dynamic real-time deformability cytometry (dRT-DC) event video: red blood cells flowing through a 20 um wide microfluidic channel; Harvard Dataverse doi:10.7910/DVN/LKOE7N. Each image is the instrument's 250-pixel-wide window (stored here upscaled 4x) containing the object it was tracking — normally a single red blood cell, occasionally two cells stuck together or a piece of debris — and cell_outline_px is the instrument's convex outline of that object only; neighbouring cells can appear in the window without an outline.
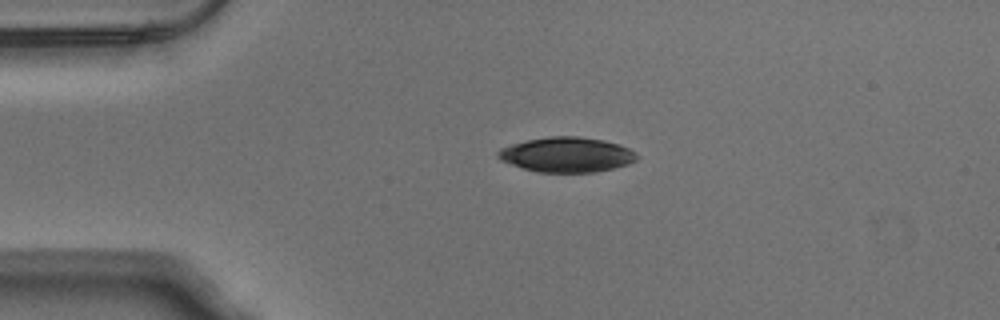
{"species": "Egyptian fruit bat (a non-hibernating species)", "species_latin": "Rousettus aegyptiacus", "temperature_condition": "warm", "stored_images_in_passage": 42, "camera_frame_rate_fps": 3000, "um_per_image_px": 0.085, "animal": {"sex": "male"}, "frame": {"image": 1, "passage_image": 1, "time_ms": 0.0, "image_size_px": [1000, 320], "cell_outline_px": [[640, 156], [636, 160], [628, 164], [596, 172], [540, 172], [524, 168], [500, 160], [496, 156], [496, 152], [500, 148], [512, 144], [528, 140], [548, 136], [576, 136], [604, 140], [620, 144], [636, 152]], "centroid_in_image_um": [48.19, 13.14], "position_along_channel_um": 36.8, "area_um2": 28.26}}
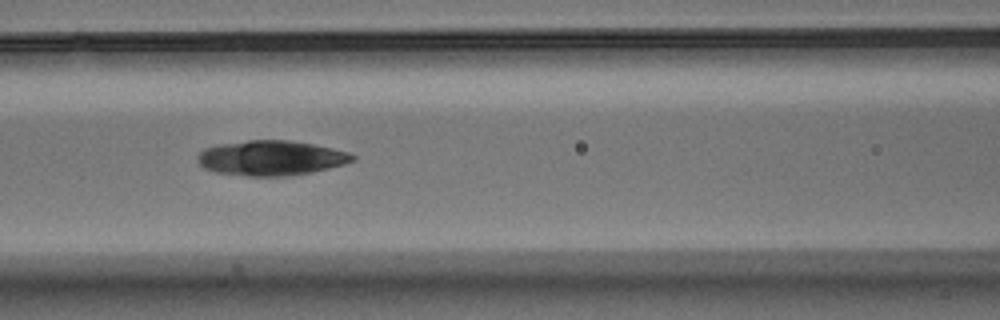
{"frame": {"image": 2, "passage_image": 12, "time_ms": 3.667, "image_size_px": [1000, 320], "cell_outline_px": [[356, 160], [344, 164], [312, 172], [288, 176], [248, 176], [216, 172], [204, 168], [196, 160], [196, 156], [204, 148], [216, 144], [248, 140], [288, 140], [312, 144], [332, 148], [348, 152], [356, 156]], "centroid_in_image_um": [23.01, 13.43], "position_along_channel_um": 143.6, "area_um2": 31.67}}
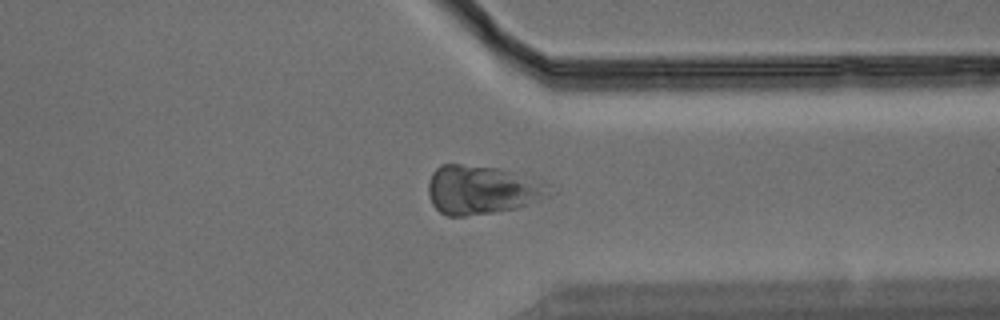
{"frame": {"image": 3, "passage_image": 30, "time_ms": 9.667, "image_size_px": [1000, 320], "cell_outline_px": [[556, 192], [548, 196], [528, 204], [516, 208], [492, 212], [464, 216], [448, 216], [440, 212], [432, 204], [428, 192], [428, 184], [432, 172], [440, 164], [460, 164], [500, 168], [544, 180]], "centroid_in_image_um": [41.0, 16.12], "position_along_channel_um": 370.4, "area_um2": 34.8}}